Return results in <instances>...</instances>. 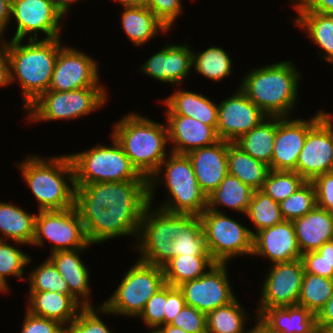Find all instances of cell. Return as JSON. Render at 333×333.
Segmentation results:
<instances>
[{"mask_svg":"<svg viewBox=\"0 0 333 333\" xmlns=\"http://www.w3.org/2000/svg\"><path fill=\"white\" fill-rule=\"evenodd\" d=\"M60 39H28L26 45L22 44L24 40L13 39L9 42L4 39L0 43L10 63L11 83L18 79L23 89L25 110L49 89L57 55L62 47Z\"/></svg>","mask_w":333,"mask_h":333,"instance_id":"obj_1","label":"cell"},{"mask_svg":"<svg viewBox=\"0 0 333 333\" xmlns=\"http://www.w3.org/2000/svg\"><path fill=\"white\" fill-rule=\"evenodd\" d=\"M285 60L251 69L239 89L268 117H289L298 99L300 74Z\"/></svg>","mask_w":333,"mask_h":333,"instance_id":"obj_2","label":"cell"},{"mask_svg":"<svg viewBox=\"0 0 333 333\" xmlns=\"http://www.w3.org/2000/svg\"><path fill=\"white\" fill-rule=\"evenodd\" d=\"M17 167L36 197L39 211L74 207V169L68 154L48 159L30 154Z\"/></svg>","mask_w":333,"mask_h":333,"instance_id":"obj_3","label":"cell"},{"mask_svg":"<svg viewBox=\"0 0 333 333\" xmlns=\"http://www.w3.org/2000/svg\"><path fill=\"white\" fill-rule=\"evenodd\" d=\"M127 114L115 122L111 135L138 173L150 179L170 153L165 150L169 143L167 126L139 114Z\"/></svg>","mask_w":333,"mask_h":333,"instance_id":"obj_4","label":"cell"},{"mask_svg":"<svg viewBox=\"0 0 333 333\" xmlns=\"http://www.w3.org/2000/svg\"><path fill=\"white\" fill-rule=\"evenodd\" d=\"M162 168H165V171ZM162 172L164 177L160 176ZM148 181L151 205L154 199L153 194L156 192L154 188L165 182L163 184L168 190V198L159 206V209L163 211L200 216L207 209V196L201 190L192 163L186 154L170 152Z\"/></svg>","mask_w":333,"mask_h":333,"instance_id":"obj_5","label":"cell"},{"mask_svg":"<svg viewBox=\"0 0 333 333\" xmlns=\"http://www.w3.org/2000/svg\"><path fill=\"white\" fill-rule=\"evenodd\" d=\"M112 145L68 154L74 169L75 186L98 182L148 180L133 167L122 146L111 135Z\"/></svg>","mask_w":333,"mask_h":333,"instance_id":"obj_6","label":"cell"},{"mask_svg":"<svg viewBox=\"0 0 333 333\" xmlns=\"http://www.w3.org/2000/svg\"><path fill=\"white\" fill-rule=\"evenodd\" d=\"M164 285L163 268L138 259L113 295L101 304V313L137 318L146 302Z\"/></svg>","mask_w":333,"mask_h":333,"instance_id":"obj_7","label":"cell"},{"mask_svg":"<svg viewBox=\"0 0 333 333\" xmlns=\"http://www.w3.org/2000/svg\"><path fill=\"white\" fill-rule=\"evenodd\" d=\"M105 87H90L71 91H45L25 111L29 122L73 120L87 116L99 108L106 101Z\"/></svg>","mask_w":333,"mask_h":333,"instance_id":"obj_8","label":"cell"},{"mask_svg":"<svg viewBox=\"0 0 333 333\" xmlns=\"http://www.w3.org/2000/svg\"><path fill=\"white\" fill-rule=\"evenodd\" d=\"M145 210L140 224L138 245L141 261L163 266L172 258V242L184 231V214L169 213L159 208ZM156 209V210H155Z\"/></svg>","mask_w":333,"mask_h":333,"instance_id":"obj_9","label":"cell"},{"mask_svg":"<svg viewBox=\"0 0 333 333\" xmlns=\"http://www.w3.org/2000/svg\"><path fill=\"white\" fill-rule=\"evenodd\" d=\"M206 246L215 263L227 264L236 256L252 255L253 235L245 227L224 213L206 209L201 215Z\"/></svg>","mask_w":333,"mask_h":333,"instance_id":"obj_10","label":"cell"},{"mask_svg":"<svg viewBox=\"0 0 333 333\" xmlns=\"http://www.w3.org/2000/svg\"><path fill=\"white\" fill-rule=\"evenodd\" d=\"M149 181L98 182L75 186V207L147 208Z\"/></svg>","mask_w":333,"mask_h":333,"instance_id":"obj_11","label":"cell"},{"mask_svg":"<svg viewBox=\"0 0 333 333\" xmlns=\"http://www.w3.org/2000/svg\"><path fill=\"white\" fill-rule=\"evenodd\" d=\"M45 240L53 244L50 254L60 250L88 248L91 245L75 206L63 210H38L31 245L40 247Z\"/></svg>","mask_w":333,"mask_h":333,"instance_id":"obj_12","label":"cell"},{"mask_svg":"<svg viewBox=\"0 0 333 333\" xmlns=\"http://www.w3.org/2000/svg\"><path fill=\"white\" fill-rule=\"evenodd\" d=\"M84 224L91 245L103 243L117 236L138 238L146 208L75 207Z\"/></svg>","mask_w":333,"mask_h":333,"instance_id":"obj_13","label":"cell"},{"mask_svg":"<svg viewBox=\"0 0 333 333\" xmlns=\"http://www.w3.org/2000/svg\"><path fill=\"white\" fill-rule=\"evenodd\" d=\"M12 18L17 25L13 40H25L30 33L28 39H39V32L46 35L41 39L62 38L61 27L65 18L51 0H11Z\"/></svg>","mask_w":333,"mask_h":333,"instance_id":"obj_14","label":"cell"},{"mask_svg":"<svg viewBox=\"0 0 333 333\" xmlns=\"http://www.w3.org/2000/svg\"><path fill=\"white\" fill-rule=\"evenodd\" d=\"M269 269L266 278H264L255 317L264 309L298 304L305 274L301 258L272 264Z\"/></svg>","mask_w":333,"mask_h":333,"instance_id":"obj_15","label":"cell"},{"mask_svg":"<svg viewBox=\"0 0 333 333\" xmlns=\"http://www.w3.org/2000/svg\"><path fill=\"white\" fill-rule=\"evenodd\" d=\"M74 48L64 45L59 49L48 90L66 92L105 87L100 83L98 62Z\"/></svg>","mask_w":333,"mask_h":333,"instance_id":"obj_16","label":"cell"},{"mask_svg":"<svg viewBox=\"0 0 333 333\" xmlns=\"http://www.w3.org/2000/svg\"><path fill=\"white\" fill-rule=\"evenodd\" d=\"M226 267L227 264L216 263L201 277L179 285L186 305L208 314L232 302L236 296Z\"/></svg>","mask_w":333,"mask_h":333,"instance_id":"obj_17","label":"cell"},{"mask_svg":"<svg viewBox=\"0 0 333 333\" xmlns=\"http://www.w3.org/2000/svg\"><path fill=\"white\" fill-rule=\"evenodd\" d=\"M333 161V114L326 112L310 129L296 169L305 181L330 172Z\"/></svg>","mask_w":333,"mask_h":333,"instance_id":"obj_18","label":"cell"},{"mask_svg":"<svg viewBox=\"0 0 333 333\" xmlns=\"http://www.w3.org/2000/svg\"><path fill=\"white\" fill-rule=\"evenodd\" d=\"M326 113L320 110L309 119L276 117V135L270 170L294 171L309 129Z\"/></svg>","mask_w":333,"mask_h":333,"instance_id":"obj_19","label":"cell"},{"mask_svg":"<svg viewBox=\"0 0 333 333\" xmlns=\"http://www.w3.org/2000/svg\"><path fill=\"white\" fill-rule=\"evenodd\" d=\"M218 104V138L234 143L267 116L239 88Z\"/></svg>","mask_w":333,"mask_h":333,"instance_id":"obj_20","label":"cell"},{"mask_svg":"<svg viewBox=\"0 0 333 333\" xmlns=\"http://www.w3.org/2000/svg\"><path fill=\"white\" fill-rule=\"evenodd\" d=\"M189 46L185 43L167 44L148 58L140 66V70L160 82L179 86L189 76L193 67V50Z\"/></svg>","mask_w":333,"mask_h":333,"instance_id":"obj_21","label":"cell"},{"mask_svg":"<svg viewBox=\"0 0 333 333\" xmlns=\"http://www.w3.org/2000/svg\"><path fill=\"white\" fill-rule=\"evenodd\" d=\"M262 256L271 264L290 262L301 258L292 221L284 220L253 235L252 256Z\"/></svg>","mask_w":333,"mask_h":333,"instance_id":"obj_22","label":"cell"},{"mask_svg":"<svg viewBox=\"0 0 333 333\" xmlns=\"http://www.w3.org/2000/svg\"><path fill=\"white\" fill-rule=\"evenodd\" d=\"M167 116L168 142L172 153L187 154L195 149L213 145L220 139L216 130L199 120L183 115Z\"/></svg>","mask_w":333,"mask_h":333,"instance_id":"obj_23","label":"cell"},{"mask_svg":"<svg viewBox=\"0 0 333 333\" xmlns=\"http://www.w3.org/2000/svg\"><path fill=\"white\" fill-rule=\"evenodd\" d=\"M186 155L192 163L201 190L208 197L228 174L227 141L219 140Z\"/></svg>","mask_w":333,"mask_h":333,"instance_id":"obj_24","label":"cell"},{"mask_svg":"<svg viewBox=\"0 0 333 333\" xmlns=\"http://www.w3.org/2000/svg\"><path fill=\"white\" fill-rule=\"evenodd\" d=\"M87 248L73 250H60L51 253L48 257L58 272L66 281L70 293L84 306H93L90 299V272L83 259L80 258L81 251ZM86 266V267H85Z\"/></svg>","mask_w":333,"mask_h":333,"instance_id":"obj_25","label":"cell"},{"mask_svg":"<svg viewBox=\"0 0 333 333\" xmlns=\"http://www.w3.org/2000/svg\"><path fill=\"white\" fill-rule=\"evenodd\" d=\"M30 314L59 322L66 326L77 317L84 307L73 295L50 291H29Z\"/></svg>","mask_w":333,"mask_h":333,"instance_id":"obj_26","label":"cell"},{"mask_svg":"<svg viewBox=\"0 0 333 333\" xmlns=\"http://www.w3.org/2000/svg\"><path fill=\"white\" fill-rule=\"evenodd\" d=\"M256 318L271 333H318L316 315L299 305L264 309Z\"/></svg>","mask_w":333,"mask_h":333,"instance_id":"obj_27","label":"cell"},{"mask_svg":"<svg viewBox=\"0 0 333 333\" xmlns=\"http://www.w3.org/2000/svg\"><path fill=\"white\" fill-rule=\"evenodd\" d=\"M292 222L302 254L317 251L325 242L333 240V214L326 209L316 206Z\"/></svg>","mask_w":333,"mask_h":333,"instance_id":"obj_28","label":"cell"},{"mask_svg":"<svg viewBox=\"0 0 333 333\" xmlns=\"http://www.w3.org/2000/svg\"><path fill=\"white\" fill-rule=\"evenodd\" d=\"M162 103L167 106L166 115H183L212 126L215 130L218 124V104L210 98L196 92L178 88Z\"/></svg>","mask_w":333,"mask_h":333,"instance_id":"obj_29","label":"cell"},{"mask_svg":"<svg viewBox=\"0 0 333 333\" xmlns=\"http://www.w3.org/2000/svg\"><path fill=\"white\" fill-rule=\"evenodd\" d=\"M121 22L127 38L138 47L155 38L159 32L170 31L146 6L123 7Z\"/></svg>","mask_w":333,"mask_h":333,"instance_id":"obj_30","label":"cell"},{"mask_svg":"<svg viewBox=\"0 0 333 333\" xmlns=\"http://www.w3.org/2000/svg\"><path fill=\"white\" fill-rule=\"evenodd\" d=\"M35 218L36 215L27 213L19 206L0 202V240L7 237L14 244L31 245L35 234Z\"/></svg>","mask_w":333,"mask_h":333,"instance_id":"obj_31","label":"cell"},{"mask_svg":"<svg viewBox=\"0 0 333 333\" xmlns=\"http://www.w3.org/2000/svg\"><path fill=\"white\" fill-rule=\"evenodd\" d=\"M298 16L294 25L300 26L313 44L324 50L323 59L333 65V14H323L311 11H296Z\"/></svg>","mask_w":333,"mask_h":333,"instance_id":"obj_32","label":"cell"},{"mask_svg":"<svg viewBox=\"0 0 333 333\" xmlns=\"http://www.w3.org/2000/svg\"><path fill=\"white\" fill-rule=\"evenodd\" d=\"M228 174L239 178L254 190H261L270 168L227 141Z\"/></svg>","mask_w":333,"mask_h":333,"instance_id":"obj_33","label":"cell"},{"mask_svg":"<svg viewBox=\"0 0 333 333\" xmlns=\"http://www.w3.org/2000/svg\"><path fill=\"white\" fill-rule=\"evenodd\" d=\"M254 191L239 178L227 174L219 187L208 195L207 209L223 213L217 207L226 206L245 215Z\"/></svg>","mask_w":333,"mask_h":333,"instance_id":"obj_34","label":"cell"},{"mask_svg":"<svg viewBox=\"0 0 333 333\" xmlns=\"http://www.w3.org/2000/svg\"><path fill=\"white\" fill-rule=\"evenodd\" d=\"M276 135V117L264 118L248 133L240 136L234 144L243 152L268 166L271 164Z\"/></svg>","mask_w":333,"mask_h":333,"instance_id":"obj_35","label":"cell"},{"mask_svg":"<svg viewBox=\"0 0 333 333\" xmlns=\"http://www.w3.org/2000/svg\"><path fill=\"white\" fill-rule=\"evenodd\" d=\"M216 263L210 255H180L171 258L162 268L165 284L176 286L197 279Z\"/></svg>","mask_w":333,"mask_h":333,"instance_id":"obj_36","label":"cell"},{"mask_svg":"<svg viewBox=\"0 0 333 333\" xmlns=\"http://www.w3.org/2000/svg\"><path fill=\"white\" fill-rule=\"evenodd\" d=\"M239 302L235 298L206 314L207 333H247L245 322L248 314Z\"/></svg>","mask_w":333,"mask_h":333,"instance_id":"obj_37","label":"cell"},{"mask_svg":"<svg viewBox=\"0 0 333 333\" xmlns=\"http://www.w3.org/2000/svg\"><path fill=\"white\" fill-rule=\"evenodd\" d=\"M180 255H210L199 215L184 214V231L172 242V258Z\"/></svg>","mask_w":333,"mask_h":333,"instance_id":"obj_38","label":"cell"},{"mask_svg":"<svg viewBox=\"0 0 333 333\" xmlns=\"http://www.w3.org/2000/svg\"><path fill=\"white\" fill-rule=\"evenodd\" d=\"M192 67L198 74L214 81L223 80L232 73V59L219 46L192 53Z\"/></svg>","mask_w":333,"mask_h":333,"instance_id":"obj_39","label":"cell"},{"mask_svg":"<svg viewBox=\"0 0 333 333\" xmlns=\"http://www.w3.org/2000/svg\"><path fill=\"white\" fill-rule=\"evenodd\" d=\"M254 224L255 232L274 226L284 221L280 205L262 190H255L245 214Z\"/></svg>","mask_w":333,"mask_h":333,"instance_id":"obj_40","label":"cell"},{"mask_svg":"<svg viewBox=\"0 0 333 333\" xmlns=\"http://www.w3.org/2000/svg\"><path fill=\"white\" fill-rule=\"evenodd\" d=\"M332 295L333 279L305 273L297 305L317 315Z\"/></svg>","mask_w":333,"mask_h":333,"instance_id":"obj_41","label":"cell"},{"mask_svg":"<svg viewBox=\"0 0 333 333\" xmlns=\"http://www.w3.org/2000/svg\"><path fill=\"white\" fill-rule=\"evenodd\" d=\"M31 257L19 248L0 240V292L9 290L7 276L22 278L24 268L29 265Z\"/></svg>","mask_w":333,"mask_h":333,"instance_id":"obj_42","label":"cell"},{"mask_svg":"<svg viewBox=\"0 0 333 333\" xmlns=\"http://www.w3.org/2000/svg\"><path fill=\"white\" fill-rule=\"evenodd\" d=\"M284 220L301 218L317 206L316 192L311 181H306L293 194L279 203Z\"/></svg>","mask_w":333,"mask_h":333,"instance_id":"obj_43","label":"cell"},{"mask_svg":"<svg viewBox=\"0 0 333 333\" xmlns=\"http://www.w3.org/2000/svg\"><path fill=\"white\" fill-rule=\"evenodd\" d=\"M306 181L295 171L270 170L261 189L275 202L288 198Z\"/></svg>","mask_w":333,"mask_h":333,"instance_id":"obj_44","label":"cell"},{"mask_svg":"<svg viewBox=\"0 0 333 333\" xmlns=\"http://www.w3.org/2000/svg\"><path fill=\"white\" fill-rule=\"evenodd\" d=\"M28 275L29 291H50L72 295L66 281L49 258Z\"/></svg>","mask_w":333,"mask_h":333,"instance_id":"obj_45","label":"cell"},{"mask_svg":"<svg viewBox=\"0 0 333 333\" xmlns=\"http://www.w3.org/2000/svg\"><path fill=\"white\" fill-rule=\"evenodd\" d=\"M305 273L333 279V240L325 242L317 251L301 255Z\"/></svg>","mask_w":333,"mask_h":333,"instance_id":"obj_46","label":"cell"},{"mask_svg":"<svg viewBox=\"0 0 333 333\" xmlns=\"http://www.w3.org/2000/svg\"><path fill=\"white\" fill-rule=\"evenodd\" d=\"M96 306L82 307L77 317L68 325L63 326L62 333H111L110 328L98 315L101 312V305Z\"/></svg>","mask_w":333,"mask_h":333,"instance_id":"obj_47","label":"cell"},{"mask_svg":"<svg viewBox=\"0 0 333 333\" xmlns=\"http://www.w3.org/2000/svg\"><path fill=\"white\" fill-rule=\"evenodd\" d=\"M167 313V284L160 288L145 304L138 319L152 330L164 325V315Z\"/></svg>","mask_w":333,"mask_h":333,"instance_id":"obj_48","label":"cell"},{"mask_svg":"<svg viewBox=\"0 0 333 333\" xmlns=\"http://www.w3.org/2000/svg\"><path fill=\"white\" fill-rule=\"evenodd\" d=\"M171 325L187 333H207L206 314L188 305L175 316Z\"/></svg>","mask_w":333,"mask_h":333,"instance_id":"obj_49","label":"cell"},{"mask_svg":"<svg viewBox=\"0 0 333 333\" xmlns=\"http://www.w3.org/2000/svg\"><path fill=\"white\" fill-rule=\"evenodd\" d=\"M182 3V0H146L145 6L148 7L168 29H171L177 17L183 12Z\"/></svg>","mask_w":333,"mask_h":333,"instance_id":"obj_50","label":"cell"},{"mask_svg":"<svg viewBox=\"0 0 333 333\" xmlns=\"http://www.w3.org/2000/svg\"><path fill=\"white\" fill-rule=\"evenodd\" d=\"M311 182L315 188L317 206L333 214V173L319 175Z\"/></svg>","mask_w":333,"mask_h":333,"instance_id":"obj_51","label":"cell"},{"mask_svg":"<svg viewBox=\"0 0 333 333\" xmlns=\"http://www.w3.org/2000/svg\"><path fill=\"white\" fill-rule=\"evenodd\" d=\"M21 333H62L63 325L44 317L35 316L25 311Z\"/></svg>","mask_w":333,"mask_h":333,"instance_id":"obj_52","label":"cell"},{"mask_svg":"<svg viewBox=\"0 0 333 333\" xmlns=\"http://www.w3.org/2000/svg\"><path fill=\"white\" fill-rule=\"evenodd\" d=\"M185 305L186 302L179 287L167 284V313L164 315V325L171 324Z\"/></svg>","mask_w":333,"mask_h":333,"instance_id":"obj_53","label":"cell"},{"mask_svg":"<svg viewBox=\"0 0 333 333\" xmlns=\"http://www.w3.org/2000/svg\"><path fill=\"white\" fill-rule=\"evenodd\" d=\"M292 4L296 11H311L333 14V0H295Z\"/></svg>","mask_w":333,"mask_h":333,"instance_id":"obj_54","label":"cell"},{"mask_svg":"<svg viewBox=\"0 0 333 333\" xmlns=\"http://www.w3.org/2000/svg\"><path fill=\"white\" fill-rule=\"evenodd\" d=\"M316 327L318 333L324 329L333 327V295L325 303L324 307L316 315Z\"/></svg>","mask_w":333,"mask_h":333,"instance_id":"obj_55","label":"cell"},{"mask_svg":"<svg viewBox=\"0 0 333 333\" xmlns=\"http://www.w3.org/2000/svg\"><path fill=\"white\" fill-rule=\"evenodd\" d=\"M11 21V0H0V41L4 36L6 27Z\"/></svg>","mask_w":333,"mask_h":333,"instance_id":"obj_56","label":"cell"},{"mask_svg":"<svg viewBox=\"0 0 333 333\" xmlns=\"http://www.w3.org/2000/svg\"><path fill=\"white\" fill-rule=\"evenodd\" d=\"M10 84V63L5 50L0 46V87Z\"/></svg>","mask_w":333,"mask_h":333,"instance_id":"obj_57","label":"cell"},{"mask_svg":"<svg viewBox=\"0 0 333 333\" xmlns=\"http://www.w3.org/2000/svg\"><path fill=\"white\" fill-rule=\"evenodd\" d=\"M78 1L79 0H51L55 8L62 14L63 17H65L69 12L70 6Z\"/></svg>","mask_w":333,"mask_h":333,"instance_id":"obj_58","label":"cell"},{"mask_svg":"<svg viewBox=\"0 0 333 333\" xmlns=\"http://www.w3.org/2000/svg\"><path fill=\"white\" fill-rule=\"evenodd\" d=\"M155 331H156V333H187L183 329L175 327L171 324L162 325V326L158 327Z\"/></svg>","mask_w":333,"mask_h":333,"instance_id":"obj_59","label":"cell"},{"mask_svg":"<svg viewBox=\"0 0 333 333\" xmlns=\"http://www.w3.org/2000/svg\"><path fill=\"white\" fill-rule=\"evenodd\" d=\"M256 324L250 328V330H247V333H271L257 318Z\"/></svg>","mask_w":333,"mask_h":333,"instance_id":"obj_60","label":"cell"},{"mask_svg":"<svg viewBox=\"0 0 333 333\" xmlns=\"http://www.w3.org/2000/svg\"><path fill=\"white\" fill-rule=\"evenodd\" d=\"M120 3L123 7L130 6H145L146 0H115Z\"/></svg>","mask_w":333,"mask_h":333,"instance_id":"obj_61","label":"cell"},{"mask_svg":"<svg viewBox=\"0 0 333 333\" xmlns=\"http://www.w3.org/2000/svg\"><path fill=\"white\" fill-rule=\"evenodd\" d=\"M321 333H333V327L324 329Z\"/></svg>","mask_w":333,"mask_h":333,"instance_id":"obj_62","label":"cell"},{"mask_svg":"<svg viewBox=\"0 0 333 333\" xmlns=\"http://www.w3.org/2000/svg\"><path fill=\"white\" fill-rule=\"evenodd\" d=\"M330 172H332V173H333V161H332V165H331Z\"/></svg>","mask_w":333,"mask_h":333,"instance_id":"obj_63","label":"cell"},{"mask_svg":"<svg viewBox=\"0 0 333 333\" xmlns=\"http://www.w3.org/2000/svg\"><path fill=\"white\" fill-rule=\"evenodd\" d=\"M149 333H156V331L155 330H151V332H149Z\"/></svg>","mask_w":333,"mask_h":333,"instance_id":"obj_64","label":"cell"}]
</instances>
